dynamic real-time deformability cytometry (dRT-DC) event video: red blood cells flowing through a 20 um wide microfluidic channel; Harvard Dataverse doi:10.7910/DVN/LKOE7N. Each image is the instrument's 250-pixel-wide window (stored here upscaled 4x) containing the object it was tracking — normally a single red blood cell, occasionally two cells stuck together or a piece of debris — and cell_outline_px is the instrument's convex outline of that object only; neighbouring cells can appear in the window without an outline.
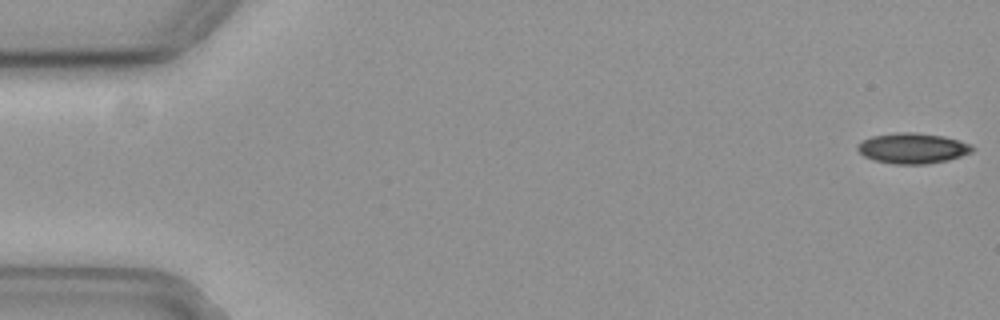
{"species": "common noctule bat (a hibernating species)", "species_latin": "Nyctalus noctula", "temperature_condition": "cold", "stored_images_in_passage": 57, "camera_frame_rate_fps": 3000, "um_per_image_px": 0.085, "animal": {"sex": "female", "body_mass_g": 19.3, "forearm_length_mm": 54.1}, "frame": {"image": 1, "passage_image": 1, "time_ms": 0.0, "image_size_px": [1000, 320], "cell_outline_px": [[968, 148], [964, 152], [952, 156], [936, 160], [884, 160], [872, 156], [864, 152], [864, 144], [872, 140], [888, 136], [932, 136], [952, 140]], "centroid_in_image_um": [77.6, 12.59], "position_along_channel_um": 7.4, "area_um2": 14.68}}
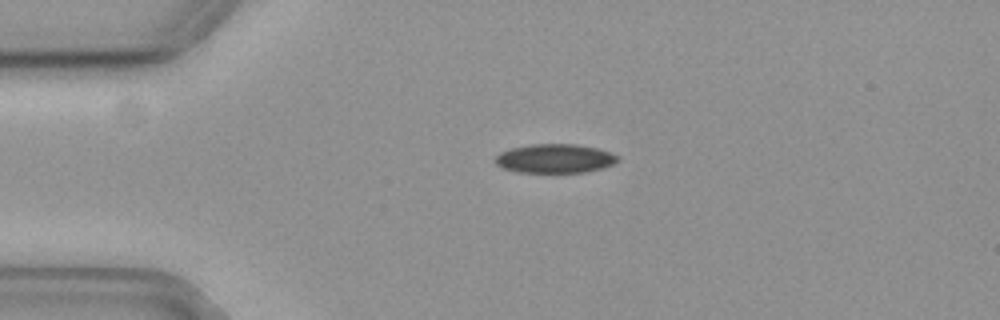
{"frame": {"image": 2, "passage_image": 13, "time_ms": 4.0, "image_size_px": [1000, 320], "cell_outline_px": [[612, 160], [604, 164], [584, 168], [548, 172], [520, 168], [504, 164], [500, 160], [504, 156], [512, 152], [532, 148], [580, 148], [596, 152], [608, 156]], "centroid_in_image_um": [47.14, 13.52], "position_along_channel_um": 37.9, "area_um2": 14.1}}